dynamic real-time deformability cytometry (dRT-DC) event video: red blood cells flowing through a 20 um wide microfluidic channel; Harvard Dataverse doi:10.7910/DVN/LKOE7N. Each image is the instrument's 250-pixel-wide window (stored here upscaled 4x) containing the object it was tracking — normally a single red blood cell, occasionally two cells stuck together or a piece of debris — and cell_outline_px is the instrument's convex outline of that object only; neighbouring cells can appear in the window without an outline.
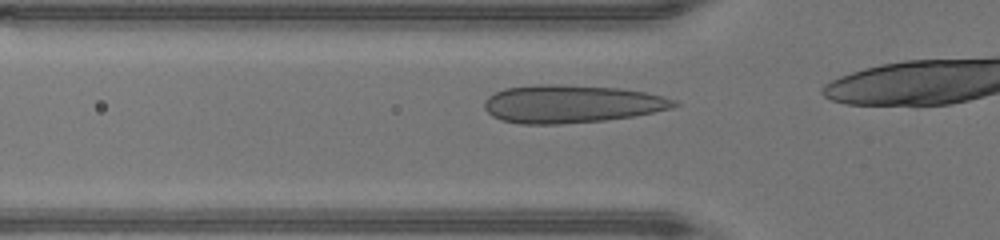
{"species": "human", "species_latin": "Homo sapiens", "temperature_condition": "warm", "stored_images_in_passage": 13, "camera_frame_rate_fps": 3000, "um_per_image_px": 0.085, "donor": {"sex": "male"}, "frame": {"image": 1, "passage_image": 8, "time_ms": 2.333, "image_size_px": [1000, 240], "cell_outline_px": [[680, 104], [672, 108], [632, 116], [604, 120], [560, 124], [520, 124], [500, 120], [492, 116], [484, 108], [484, 100], [488, 96], [504, 88], [536, 84], [556, 84], [620, 88], [644, 92], [664, 96], [676, 100]], "centroid_in_image_um": [48.54, 8.83], "position_along_channel_um": 77.3, "area_um2": 42.02}}
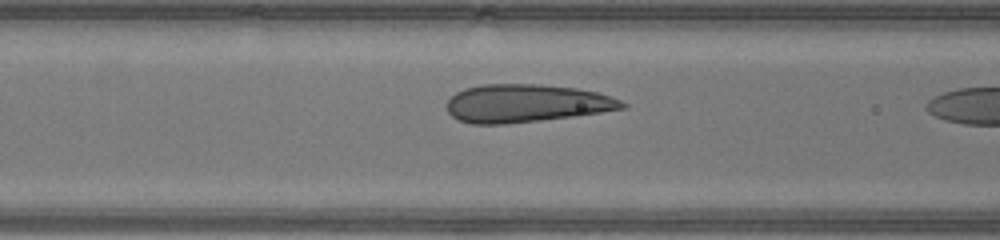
{"frame": {"image": 2, "passage_image": 11, "time_ms": 3.333, "image_size_px": [1000, 240], "cell_outline_px": [[628, 108], [576, 116], [508, 124], [472, 124], [460, 120], [452, 116], [448, 112], [448, 100], [456, 92], [464, 88], [484, 84], [540, 84], [576, 88], [596, 92], [612, 96], [628, 104]], "centroid_in_image_um": [44.76, 8.78], "position_along_channel_um": 121.8, "area_um2": 39.02}}